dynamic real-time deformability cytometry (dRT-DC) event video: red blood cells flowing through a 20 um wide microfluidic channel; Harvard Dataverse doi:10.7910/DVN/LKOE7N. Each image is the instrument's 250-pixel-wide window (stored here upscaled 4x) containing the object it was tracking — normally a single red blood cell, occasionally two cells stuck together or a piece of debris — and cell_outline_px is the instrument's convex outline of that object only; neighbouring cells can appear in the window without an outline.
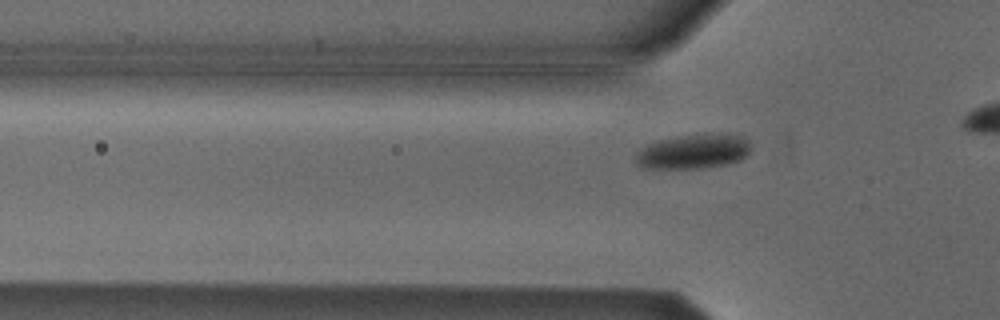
{"species": "Egyptian fruit bat (a non-hibernating species)", "species_latin": "Rousettus aegyptiacus", "temperature_condition": "cold", "stored_images_in_passage": 6, "segment_of_instrument_passage": [2, 2], "camera_frame_rate_fps": 3000, "um_per_image_px": 0.085, "animal": {"sex": "male"}, "frame": {"image": 1, "passage_image": 6, "time_ms": 1.667, "image_size_px": [1000, 320], "cell_outline_px": [[752, 148], [748, 156], [740, 160], [728, 164], [700, 168], [644, 168], [636, 160], [636, 152], [640, 148], [656, 140], [704, 132], [740, 136], [748, 140], [752, 144]], "centroid_in_image_um": [58.99, 12.86], "position_along_channel_um": 66.8, "area_um2": 23.52}}